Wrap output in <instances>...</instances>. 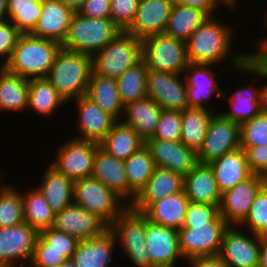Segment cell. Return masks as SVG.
I'll return each mask as SVG.
<instances>
[{"instance_id": "4fadbf2b", "label": "cell", "mask_w": 267, "mask_h": 267, "mask_svg": "<svg viewBox=\"0 0 267 267\" xmlns=\"http://www.w3.org/2000/svg\"><path fill=\"white\" fill-rule=\"evenodd\" d=\"M243 230L229 226L224 233L218 256L228 267H258L261 236Z\"/></svg>"}, {"instance_id": "be15d7a7", "label": "cell", "mask_w": 267, "mask_h": 267, "mask_svg": "<svg viewBox=\"0 0 267 267\" xmlns=\"http://www.w3.org/2000/svg\"><path fill=\"white\" fill-rule=\"evenodd\" d=\"M267 8H265V10H266ZM265 17H264V19H265V21H263L265 24H264V27L267 29V10L265 11Z\"/></svg>"}, {"instance_id": "4dcf8cb0", "label": "cell", "mask_w": 267, "mask_h": 267, "mask_svg": "<svg viewBox=\"0 0 267 267\" xmlns=\"http://www.w3.org/2000/svg\"><path fill=\"white\" fill-rule=\"evenodd\" d=\"M86 97L116 121H121L124 106L119 95L116 78L98 75L92 71Z\"/></svg>"}, {"instance_id": "ba28073f", "label": "cell", "mask_w": 267, "mask_h": 267, "mask_svg": "<svg viewBox=\"0 0 267 267\" xmlns=\"http://www.w3.org/2000/svg\"><path fill=\"white\" fill-rule=\"evenodd\" d=\"M73 203L93 212L108 226L128 207L116 194L92 176L74 181Z\"/></svg>"}, {"instance_id": "603a6c76", "label": "cell", "mask_w": 267, "mask_h": 267, "mask_svg": "<svg viewBox=\"0 0 267 267\" xmlns=\"http://www.w3.org/2000/svg\"><path fill=\"white\" fill-rule=\"evenodd\" d=\"M72 101L77 105L75 107L78 117V120H75V122H78V135H75L74 138L100 143L116 120L86 96Z\"/></svg>"}, {"instance_id": "277c9868", "label": "cell", "mask_w": 267, "mask_h": 267, "mask_svg": "<svg viewBox=\"0 0 267 267\" xmlns=\"http://www.w3.org/2000/svg\"><path fill=\"white\" fill-rule=\"evenodd\" d=\"M121 32L111 18H89L75 12L61 48L93 57Z\"/></svg>"}, {"instance_id": "11a10c76", "label": "cell", "mask_w": 267, "mask_h": 267, "mask_svg": "<svg viewBox=\"0 0 267 267\" xmlns=\"http://www.w3.org/2000/svg\"><path fill=\"white\" fill-rule=\"evenodd\" d=\"M256 40L257 42L255 44L257 50L254 52L252 50L249 52L247 51L248 60L256 67L263 69L267 65V36Z\"/></svg>"}, {"instance_id": "ac0fdd59", "label": "cell", "mask_w": 267, "mask_h": 267, "mask_svg": "<svg viewBox=\"0 0 267 267\" xmlns=\"http://www.w3.org/2000/svg\"><path fill=\"white\" fill-rule=\"evenodd\" d=\"M52 228L81 241L102 235L109 226L93 212L71 203L55 213Z\"/></svg>"}, {"instance_id": "f907efd6", "label": "cell", "mask_w": 267, "mask_h": 267, "mask_svg": "<svg viewBox=\"0 0 267 267\" xmlns=\"http://www.w3.org/2000/svg\"><path fill=\"white\" fill-rule=\"evenodd\" d=\"M39 235L48 243V249L75 251L78 244V240L75 237L55 230L52 227L41 230Z\"/></svg>"}, {"instance_id": "c3c4849f", "label": "cell", "mask_w": 267, "mask_h": 267, "mask_svg": "<svg viewBox=\"0 0 267 267\" xmlns=\"http://www.w3.org/2000/svg\"><path fill=\"white\" fill-rule=\"evenodd\" d=\"M219 215L218 205L189 202L183 225H205Z\"/></svg>"}, {"instance_id": "8d00e7d4", "label": "cell", "mask_w": 267, "mask_h": 267, "mask_svg": "<svg viewBox=\"0 0 267 267\" xmlns=\"http://www.w3.org/2000/svg\"><path fill=\"white\" fill-rule=\"evenodd\" d=\"M215 110L188 108L181 112L180 141L196 153L200 149Z\"/></svg>"}, {"instance_id": "3957f363", "label": "cell", "mask_w": 267, "mask_h": 267, "mask_svg": "<svg viewBox=\"0 0 267 267\" xmlns=\"http://www.w3.org/2000/svg\"><path fill=\"white\" fill-rule=\"evenodd\" d=\"M92 71L91 56L61 48L45 78L68 103L86 96Z\"/></svg>"}, {"instance_id": "74e56055", "label": "cell", "mask_w": 267, "mask_h": 267, "mask_svg": "<svg viewBox=\"0 0 267 267\" xmlns=\"http://www.w3.org/2000/svg\"><path fill=\"white\" fill-rule=\"evenodd\" d=\"M22 192L24 221L38 232L52 227L55 212L37 187Z\"/></svg>"}, {"instance_id": "bcb514c9", "label": "cell", "mask_w": 267, "mask_h": 267, "mask_svg": "<svg viewBox=\"0 0 267 267\" xmlns=\"http://www.w3.org/2000/svg\"><path fill=\"white\" fill-rule=\"evenodd\" d=\"M181 112L162 110L154 135L149 139L180 141Z\"/></svg>"}, {"instance_id": "b9f144b4", "label": "cell", "mask_w": 267, "mask_h": 267, "mask_svg": "<svg viewBox=\"0 0 267 267\" xmlns=\"http://www.w3.org/2000/svg\"><path fill=\"white\" fill-rule=\"evenodd\" d=\"M20 190L9 182L0 189V228L13 227L25 222Z\"/></svg>"}, {"instance_id": "5b68a950", "label": "cell", "mask_w": 267, "mask_h": 267, "mask_svg": "<svg viewBox=\"0 0 267 267\" xmlns=\"http://www.w3.org/2000/svg\"><path fill=\"white\" fill-rule=\"evenodd\" d=\"M147 217L128 206L109 226L117 245L135 267H151V259L146 248Z\"/></svg>"}, {"instance_id": "f546056e", "label": "cell", "mask_w": 267, "mask_h": 267, "mask_svg": "<svg viewBox=\"0 0 267 267\" xmlns=\"http://www.w3.org/2000/svg\"><path fill=\"white\" fill-rule=\"evenodd\" d=\"M162 110L155 101L146 97L124 106L121 121L146 141L154 135Z\"/></svg>"}, {"instance_id": "7dc6e473", "label": "cell", "mask_w": 267, "mask_h": 267, "mask_svg": "<svg viewBox=\"0 0 267 267\" xmlns=\"http://www.w3.org/2000/svg\"><path fill=\"white\" fill-rule=\"evenodd\" d=\"M140 0H111L110 18L121 30L126 31L132 24Z\"/></svg>"}, {"instance_id": "7a4b0ae2", "label": "cell", "mask_w": 267, "mask_h": 267, "mask_svg": "<svg viewBox=\"0 0 267 267\" xmlns=\"http://www.w3.org/2000/svg\"><path fill=\"white\" fill-rule=\"evenodd\" d=\"M61 49L57 41L20 34L9 60L3 68L26 79L45 78Z\"/></svg>"}, {"instance_id": "6da1fadb", "label": "cell", "mask_w": 267, "mask_h": 267, "mask_svg": "<svg viewBox=\"0 0 267 267\" xmlns=\"http://www.w3.org/2000/svg\"><path fill=\"white\" fill-rule=\"evenodd\" d=\"M216 17L207 18L186 41L188 60L218 66L228 60L229 65L237 69L248 60L247 51L232 52L235 28Z\"/></svg>"}, {"instance_id": "d4e9b609", "label": "cell", "mask_w": 267, "mask_h": 267, "mask_svg": "<svg viewBox=\"0 0 267 267\" xmlns=\"http://www.w3.org/2000/svg\"><path fill=\"white\" fill-rule=\"evenodd\" d=\"M115 247L117 240L108 229L102 235L78 241L71 261L74 267H110Z\"/></svg>"}, {"instance_id": "e575fe53", "label": "cell", "mask_w": 267, "mask_h": 267, "mask_svg": "<svg viewBox=\"0 0 267 267\" xmlns=\"http://www.w3.org/2000/svg\"><path fill=\"white\" fill-rule=\"evenodd\" d=\"M66 100L57 92L56 88L47 80V78H34L29 80L28 106L40 117H52L55 111H58Z\"/></svg>"}, {"instance_id": "e0dca14e", "label": "cell", "mask_w": 267, "mask_h": 267, "mask_svg": "<svg viewBox=\"0 0 267 267\" xmlns=\"http://www.w3.org/2000/svg\"><path fill=\"white\" fill-rule=\"evenodd\" d=\"M212 67L217 66L189 63L184 70L189 108L214 110L210 105L208 106V102L214 94L222 98L224 93L219 87V80L216 79L218 74L213 73Z\"/></svg>"}, {"instance_id": "f35d334b", "label": "cell", "mask_w": 267, "mask_h": 267, "mask_svg": "<svg viewBox=\"0 0 267 267\" xmlns=\"http://www.w3.org/2000/svg\"><path fill=\"white\" fill-rule=\"evenodd\" d=\"M147 73L148 67L141 59L117 78V87L123 106L147 97Z\"/></svg>"}, {"instance_id": "9f6ffc18", "label": "cell", "mask_w": 267, "mask_h": 267, "mask_svg": "<svg viewBox=\"0 0 267 267\" xmlns=\"http://www.w3.org/2000/svg\"><path fill=\"white\" fill-rule=\"evenodd\" d=\"M190 267H228L218 255L195 257L185 260Z\"/></svg>"}, {"instance_id": "836d02e7", "label": "cell", "mask_w": 267, "mask_h": 267, "mask_svg": "<svg viewBox=\"0 0 267 267\" xmlns=\"http://www.w3.org/2000/svg\"><path fill=\"white\" fill-rule=\"evenodd\" d=\"M28 92L29 79L0 67V112H24L28 106Z\"/></svg>"}, {"instance_id": "484cf974", "label": "cell", "mask_w": 267, "mask_h": 267, "mask_svg": "<svg viewBox=\"0 0 267 267\" xmlns=\"http://www.w3.org/2000/svg\"><path fill=\"white\" fill-rule=\"evenodd\" d=\"M184 177L171 170L156 167L146 186L136 196L131 207L143 212L151 203L183 191Z\"/></svg>"}, {"instance_id": "db71d44e", "label": "cell", "mask_w": 267, "mask_h": 267, "mask_svg": "<svg viewBox=\"0 0 267 267\" xmlns=\"http://www.w3.org/2000/svg\"><path fill=\"white\" fill-rule=\"evenodd\" d=\"M77 12L89 18H110L111 0H85Z\"/></svg>"}, {"instance_id": "ab89813d", "label": "cell", "mask_w": 267, "mask_h": 267, "mask_svg": "<svg viewBox=\"0 0 267 267\" xmlns=\"http://www.w3.org/2000/svg\"><path fill=\"white\" fill-rule=\"evenodd\" d=\"M123 162L129 189L137 196L154 173L156 164L146 145Z\"/></svg>"}, {"instance_id": "d6a6232c", "label": "cell", "mask_w": 267, "mask_h": 267, "mask_svg": "<svg viewBox=\"0 0 267 267\" xmlns=\"http://www.w3.org/2000/svg\"><path fill=\"white\" fill-rule=\"evenodd\" d=\"M144 145L145 141L138 133L122 121H116L100 142L103 150L122 161L128 159Z\"/></svg>"}, {"instance_id": "7bdbcfd3", "label": "cell", "mask_w": 267, "mask_h": 267, "mask_svg": "<svg viewBox=\"0 0 267 267\" xmlns=\"http://www.w3.org/2000/svg\"><path fill=\"white\" fill-rule=\"evenodd\" d=\"M239 226L258 236L267 234V183L256 195L247 217Z\"/></svg>"}, {"instance_id": "9a60e30c", "label": "cell", "mask_w": 267, "mask_h": 267, "mask_svg": "<svg viewBox=\"0 0 267 267\" xmlns=\"http://www.w3.org/2000/svg\"><path fill=\"white\" fill-rule=\"evenodd\" d=\"M267 177L253 173L246 180L221 194L219 215L230 225L238 226L247 217L256 195Z\"/></svg>"}, {"instance_id": "7c38bea8", "label": "cell", "mask_w": 267, "mask_h": 267, "mask_svg": "<svg viewBox=\"0 0 267 267\" xmlns=\"http://www.w3.org/2000/svg\"><path fill=\"white\" fill-rule=\"evenodd\" d=\"M239 148L240 125L217 112L210 120L203 143L197 152V161L208 164Z\"/></svg>"}, {"instance_id": "d6986e66", "label": "cell", "mask_w": 267, "mask_h": 267, "mask_svg": "<svg viewBox=\"0 0 267 267\" xmlns=\"http://www.w3.org/2000/svg\"><path fill=\"white\" fill-rule=\"evenodd\" d=\"M145 238L151 267H177L180 259L185 261L179 249L178 230L147 219Z\"/></svg>"}, {"instance_id": "ee69618b", "label": "cell", "mask_w": 267, "mask_h": 267, "mask_svg": "<svg viewBox=\"0 0 267 267\" xmlns=\"http://www.w3.org/2000/svg\"><path fill=\"white\" fill-rule=\"evenodd\" d=\"M267 145V115L259 113L240 125V147Z\"/></svg>"}, {"instance_id": "f1b7e54d", "label": "cell", "mask_w": 267, "mask_h": 267, "mask_svg": "<svg viewBox=\"0 0 267 267\" xmlns=\"http://www.w3.org/2000/svg\"><path fill=\"white\" fill-rule=\"evenodd\" d=\"M190 200L184 190L151 203L142 213L153 223L179 230Z\"/></svg>"}, {"instance_id": "680465c9", "label": "cell", "mask_w": 267, "mask_h": 267, "mask_svg": "<svg viewBox=\"0 0 267 267\" xmlns=\"http://www.w3.org/2000/svg\"><path fill=\"white\" fill-rule=\"evenodd\" d=\"M258 267H267V234L261 236V248Z\"/></svg>"}, {"instance_id": "03108f58", "label": "cell", "mask_w": 267, "mask_h": 267, "mask_svg": "<svg viewBox=\"0 0 267 267\" xmlns=\"http://www.w3.org/2000/svg\"><path fill=\"white\" fill-rule=\"evenodd\" d=\"M0 172H1V170H0ZM0 179L2 180V175H1V173H0ZM1 180H0V182H1ZM4 185H0V189L3 187Z\"/></svg>"}, {"instance_id": "8992f818", "label": "cell", "mask_w": 267, "mask_h": 267, "mask_svg": "<svg viewBox=\"0 0 267 267\" xmlns=\"http://www.w3.org/2000/svg\"><path fill=\"white\" fill-rule=\"evenodd\" d=\"M141 59L142 40L122 31L92 57L93 72L117 79Z\"/></svg>"}, {"instance_id": "44dd1931", "label": "cell", "mask_w": 267, "mask_h": 267, "mask_svg": "<svg viewBox=\"0 0 267 267\" xmlns=\"http://www.w3.org/2000/svg\"><path fill=\"white\" fill-rule=\"evenodd\" d=\"M91 176L98 179L116 194L127 206H131L136 195L129 189L124 162L99 147L95 153Z\"/></svg>"}, {"instance_id": "1f68e13d", "label": "cell", "mask_w": 267, "mask_h": 267, "mask_svg": "<svg viewBox=\"0 0 267 267\" xmlns=\"http://www.w3.org/2000/svg\"><path fill=\"white\" fill-rule=\"evenodd\" d=\"M37 188L43 194L48 205L57 213L73 203L74 181L64 174L59 173L50 164L40 179Z\"/></svg>"}, {"instance_id": "f6af8a7d", "label": "cell", "mask_w": 267, "mask_h": 267, "mask_svg": "<svg viewBox=\"0 0 267 267\" xmlns=\"http://www.w3.org/2000/svg\"><path fill=\"white\" fill-rule=\"evenodd\" d=\"M75 251H57L48 249V243L39 235L34 248L30 266H59L71 259Z\"/></svg>"}, {"instance_id": "cb8c5ba5", "label": "cell", "mask_w": 267, "mask_h": 267, "mask_svg": "<svg viewBox=\"0 0 267 267\" xmlns=\"http://www.w3.org/2000/svg\"><path fill=\"white\" fill-rule=\"evenodd\" d=\"M74 13L60 0H42L40 18L30 34L62 44Z\"/></svg>"}, {"instance_id": "52a82bcc", "label": "cell", "mask_w": 267, "mask_h": 267, "mask_svg": "<svg viewBox=\"0 0 267 267\" xmlns=\"http://www.w3.org/2000/svg\"><path fill=\"white\" fill-rule=\"evenodd\" d=\"M142 59L150 71L174 74H183L190 63L186 42L164 33L142 40Z\"/></svg>"}, {"instance_id": "91938a15", "label": "cell", "mask_w": 267, "mask_h": 267, "mask_svg": "<svg viewBox=\"0 0 267 267\" xmlns=\"http://www.w3.org/2000/svg\"><path fill=\"white\" fill-rule=\"evenodd\" d=\"M60 1H62L68 8H70L74 12H77L81 8L85 0H60Z\"/></svg>"}, {"instance_id": "816d5d0a", "label": "cell", "mask_w": 267, "mask_h": 267, "mask_svg": "<svg viewBox=\"0 0 267 267\" xmlns=\"http://www.w3.org/2000/svg\"><path fill=\"white\" fill-rule=\"evenodd\" d=\"M238 0H175V2L201 9L205 11L209 16L216 15V11L219 9L220 5L226 7L229 12H233V10H238L239 4H237ZM226 5V6H225Z\"/></svg>"}, {"instance_id": "e7e4bbea", "label": "cell", "mask_w": 267, "mask_h": 267, "mask_svg": "<svg viewBox=\"0 0 267 267\" xmlns=\"http://www.w3.org/2000/svg\"><path fill=\"white\" fill-rule=\"evenodd\" d=\"M31 267H57V266H31Z\"/></svg>"}, {"instance_id": "4316f807", "label": "cell", "mask_w": 267, "mask_h": 267, "mask_svg": "<svg viewBox=\"0 0 267 267\" xmlns=\"http://www.w3.org/2000/svg\"><path fill=\"white\" fill-rule=\"evenodd\" d=\"M208 165L213 171L221 194L253 174L249 169L246 152L243 148L227 153L211 161Z\"/></svg>"}, {"instance_id": "ffe728a7", "label": "cell", "mask_w": 267, "mask_h": 267, "mask_svg": "<svg viewBox=\"0 0 267 267\" xmlns=\"http://www.w3.org/2000/svg\"><path fill=\"white\" fill-rule=\"evenodd\" d=\"M156 167L165 168L185 177L197 164V153L181 141L148 139L145 141Z\"/></svg>"}, {"instance_id": "7402d4cb", "label": "cell", "mask_w": 267, "mask_h": 267, "mask_svg": "<svg viewBox=\"0 0 267 267\" xmlns=\"http://www.w3.org/2000/svg\"><path fill=\"white\" fill-rule=\"evenodd\" d=\"M175 0H140L135 18L126 30L136 38L164 33Z\"/></svg>"}, {"instance_id": "9c48e42d", "label": "cell", "mask_w": 267, "mask_h": 267, "mask_svg": "<svg viewBox=\"0 0 267 267\" xmlns=\"http://www.w3.org/2000/svg\"><path fill=\"white\" fill-rule=\"evenodd\" d=\"M229 226L220 215L205 225H183L178 230L181 255L185 260L218 255Z\"/></svg>"}, {"instance_id": "d590c367", "label": "cell", "mask_w": 267, "mask_h": 267, "mask_svg": "<svg viewBox=\"0 0 267 267\" xmlns=\"http://www.w3.org/2000/svg\"><path fill=\"white\" fill-rule=\"evenodd\" d=\"M210 16L203 10L174 2L164 34L186 42Z\"/></svg>"}, {"instance_id": "6f0895ef", "label": "cell", "mask_w": 267, "mask_h": 267, "mask_svg": "<svg viewBox=\"0 0 267 267\" xmlns=\"http://www.w3.org/2000/svg\"><path fill=\"white\" fill-rule=\"evenodd\" d=\"M267 79V74L263 70V80ZM265 83L266 80H265ZM261 85V99H260V111L261 113L267 115V84Z\"/></svg>"}, {"instance_id": "f5cc1de1", "label": "cell", "mask_w": 267, "mask_h": 267, "mask_svg": "<svg viewBox=\"0 0 267 267\" xmlns=\"http://www.w3.org/2000/svg\"><path fill=\"white\" fill-rule=\"evenodd\" d=\"M240 148L246 152L249 169L267 177V145Z\"/></svg>"}, {"instance_id": "60d3db41", "label": "cell", "mask_w": 267, "mask_h": 267, "mask_svg": "<svg viewBox=\"0 0 267 267\" xmlns=\"http://www.w3.org/2000/svg\"><path fill=\"white\" fill-rule=\"evenodd\" d=\"M8 20L21 34L31 33L41 15L42 0H8Z\"/></svg>"}, {"instance_id": "94428289", "label": "cell", "mask_w": 267, "mask_h": 267, "mask_svg": "<svg viewBox=\"0 0 267 267\" xmlns=\"http://www.w3.org/2000/svg\"><path fill=\"white\" fill-rule=\"evenodd\" d=\"M8 0H0V21L8 20Z\"/></svg>"}, {"instance_id": "2e32d148", "label": "cell", "mask_w": 267, "mask_h": 267, "mask_svg": "<svg viewBox=\"0 0 267 267\" xmlns=\"http://www.w3.org/2000/svg\"><path fill=\"white\" fill-rule=\"evenodd\" d=\"M146 88L147 97L163 110L182 112L189 108L183 74L148 70Z\"/></svg>"}, {"instance_id": "30bf717a", "label": "cell", "mask_w": 267, "mask_h": 267, "mask_svg": "<svg viewBox=\"0 0 267 267\" xmlns=\"http://www.w3.org/2000/svg\"><path fill=\"white\" fill-rule=\"evenodd\" d=\"M235 70L239 71L243 75H252L251 79L253 76L255 78H253L251 84L246 86L245 88L238 87V89H236L235 92L231 93L229 97H226V95L223 94L222 98L229 104V110L227 108V110L225 111L221 110L220 113L225 118H228L232 122L241 125L242 123L251 120L261 112V86L258 85V87H255L254 84H256L257 81L260 82V80L263 79V69L256 67L252 62L247 60L244 64L241 65V67Z\"/></svg>"}, {"instance_id": "6125c7cd", "label": "cell", "mask_w": 267, "mask_h": 267, "mask_svg": "<svg viewBox=\"0 0 267 267\" xmlns=\"http://www.w3.org/2000/svg\"><path fill=\"white\" fill-rule=\"evenodd\" d=\"M59 267H74V264L71 259H68L64 263L60 264Z\"/></svg>"}, {"instance_id": "5bb4252c", "label": "cell", "mask_w": 267, "mask_h": 267, "mask_svg": "<svg viewBox=\"0 0 267 267\" xmlns=\"http://www.w3.org/2000/svg\"><path fill=\"white\" fill-rule=\"evenodd\" d=\"M39 232L25 222L0 228V267L30 264Z\"/></svg>"}, {"instance_id": "003e7915", "label": "cell", "mask_w": 267, "mask_h": 267, "mask_svg": "<svg viewBox=\"0 0 267 267\" xmlns=\"http://www.w3.org/2000/svg\"><path fill=\"white\" fill-rule=\"evenodd\" d=\"M263 70H264L265 73L267 74V65L263 68Z\"/></svg>"}, {"instance_id": "681fc988", "label": "cell", "mask_w": 267, "mask_h": 267, "mask_svg": "<svg viewBox=\"0 0 267 267\" xmlns=\"http://www.w3.org/2000/svg\"><path fill=\"white\" fill-rule=\"evenodd\" d=\"M20 34L9 20L0 21V67L9 60Z\"/></svg>"}, {"instance_id": "83f0119b", "label": "cell", "mask_w": 267, "mask_h": 267, "mask_svg": "<svg viewBox=\"0 0 267 267\" xmlns=\"http://www.w3.org/2000/svg\"><path fill=\"white\" fill-rule=\"evenodd\" d=\"M183 190L191 202L220 205L221 192L208 164L198 163L185 177Z\"/></svg>"}, {"instance_id": "8fae6325", "label": "cell", "mask_w": 267, "mask_h": 267, "mask_svg": "<svg viewBox=\"0 0 267 267\" xmlns=\"http://www.w3.org/2000/svg\"><path fill=\"white\" fill-rule=\"evenodd\" d=\"M100 143L70 138L59 146L50 164L73 181L91 177L93 162Z\"/></svg>"}]
</instances>
